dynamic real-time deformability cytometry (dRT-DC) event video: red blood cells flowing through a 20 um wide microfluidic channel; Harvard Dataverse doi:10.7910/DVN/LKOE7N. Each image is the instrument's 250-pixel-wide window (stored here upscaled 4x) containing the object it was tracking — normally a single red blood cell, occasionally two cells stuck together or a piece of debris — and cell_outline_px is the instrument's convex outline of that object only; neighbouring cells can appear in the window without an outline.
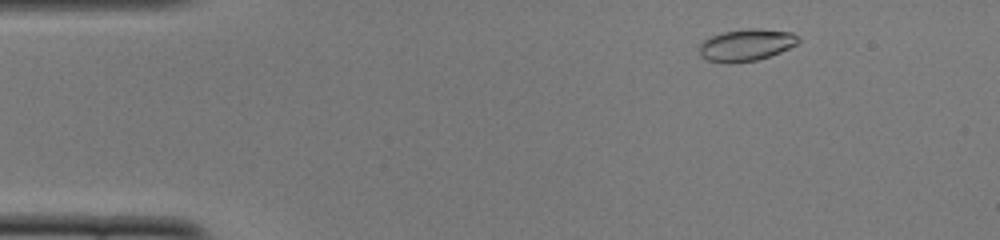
{"species": "common noctule bat (a hibernating species)", "species_latin": "Nyctalus noctula", "temperature_condition": "cold", "stored_images_in_passage": 48, "camera_frame_rate_fps": 3000, "um_per_image_px": 0.085, "animal": {"sex": "female", "body_mass_g": 22.0, "forearm_length_mm": 56.7}, "frame": {"image": 1, "passage_image": 4, "time_ms": 1.0, "image_size_px": [1000, 240], "cell_outline_px": [[800, 40], [796, 44], [780, 52], [756, 60], [728, 64], [708, 60], [700, 56], [700, 44], [704, 40], [712, 36], [724, 32], [748, 28], [756, 28], [792, 32], [800, 36]], "centroid_in_image_um": [63.44, 3.82], "position_along_channel_um": 21.6, "area_um2": 18.38}}
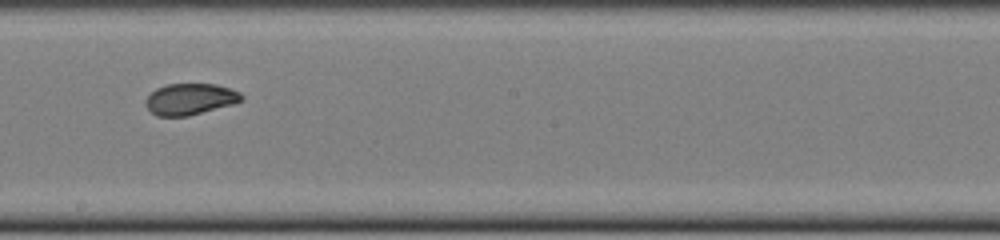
{"frame": {"image": 2, "passage_image": 26, "time_ms": 8.333, "image_size_px": [1000, 240], "cell_outline_px": [[244, 100], [232, 104], [188, 116], [156, 116], [144, 104], [144, 100], [156, 88], [168, 84], [216, 84], [240, 92], [244, 96]], "centroid_in_image_um": [16.15, 8.42], "position_along_channel_um": 232.0, "area_um2": 17.46}}
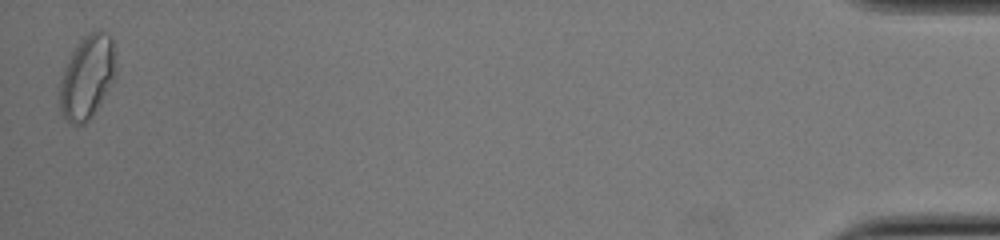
{"frame": {"image": 3, "passage_image": 48, "time_ms": 15.667, "image_size_px": [1000, 240], "cell_outline_px": [[116, 72], [92, 116], [84, 124], [72, 124], [64, 116], [60, 108], [60, 76], [76, 44], [88, 32], [96, 28], [108, 32], [112, 40], [116, 52]], "centroid_in_image_um": [7.41, 6.46], "position_along_channel_um": 427.8, "area_um2": 27.22}, "authors_computed_cell_mechanics": {"area_um2": 18.2937, "velocity_mm_per_s": 3.9051, "shape_relaxation_time_tau1_ms": 7.6967, "shape_relaxation_time_tau2_ms": 1.1312, "deformation_change_tau1": 0.1722, "deformation_change_tau2": 0.0377}}